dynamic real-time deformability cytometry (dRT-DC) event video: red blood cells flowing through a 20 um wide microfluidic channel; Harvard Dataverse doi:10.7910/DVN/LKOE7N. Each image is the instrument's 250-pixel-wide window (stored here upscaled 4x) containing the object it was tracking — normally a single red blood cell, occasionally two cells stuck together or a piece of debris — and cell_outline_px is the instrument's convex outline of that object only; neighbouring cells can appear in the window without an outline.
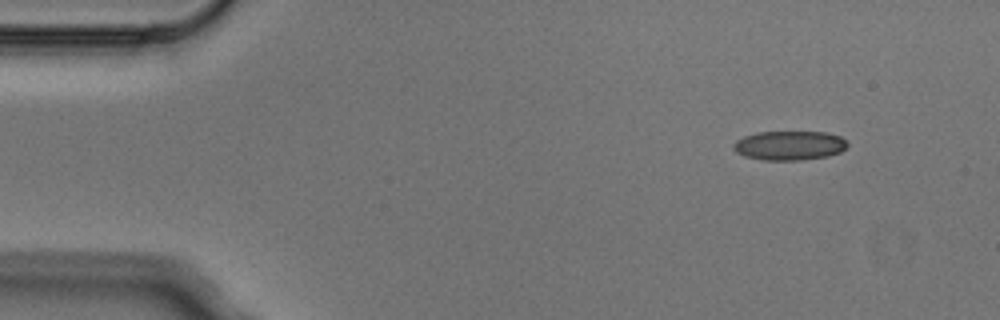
{"species": "Egyptian fruit bat (a non-hibernating species)", "species_latin": "Rousettus aegyptiacus", "temperature_condition": "cold", "stored_images_in_passage": 5, "camera_frame_rate_fps": 3000, "um_per_image_px": 0.085, "animal": {"sex": "male"}, "frame": {"image": 1, "passage_image": 1, "time_ms": 0.0, "image_size_px": [1000, 320], "cell_outline_px": [[848, 144], [840, 152], [828, 156], [800, 160], [764, 160], [744, 156], [736, 152], [732, 148], [732, 144], [736, 140], [744, 136], [756, 132], [828, 132], [840, 136]], "centroid_in_image_um": [67.06, 12.36], "position_along_channel_um": 17.9, "area_um2": 19.48}}
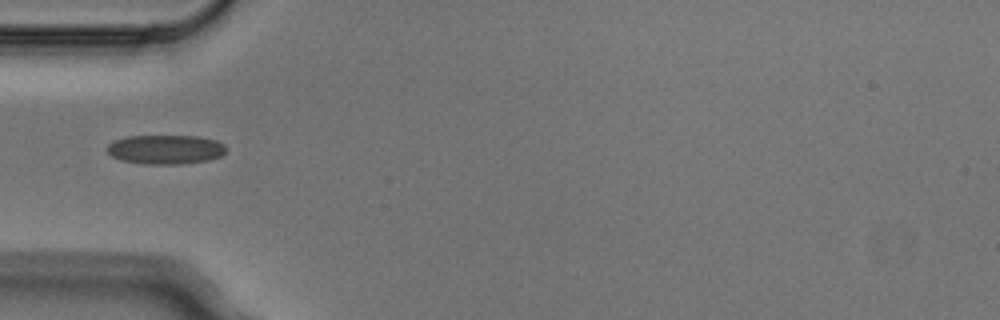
{"frame": {"image": 2, "passage_image": 4, "time_ms": 1.0, "image_size_px": [1000, 320], "cell_outline_px": [[228, 148], [220, 156], [208, 160], [180, 164], [144, 164], [120, 160], [112, 156], [108, 152], [108, 144], [116, 140], [128, 136], [200, 136], [216, 140], [224, 144]], "centroid_in_image_um": [14.1, 12.7], "position_along_channel_um": 70.9, "area_um2": 20.29}}
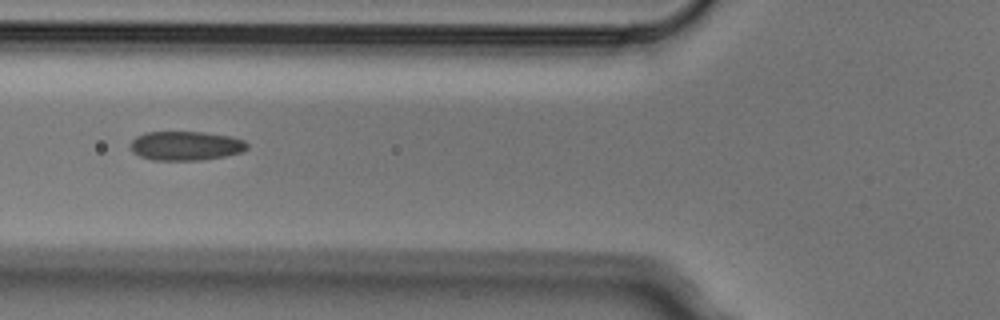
{"frame": {"image": 3, "passage_image": 5, "time_ms": 1.333, "image_size_px": [1000, 320], "cell_outline_px": [[248, 148], [244, 152], [224, 156], [200, 160], [152, 160], [140, 156], [132, 152], [132, 140], [136, 136], [148, 132], [204, 132], [228, 136], [244, 140], [248, 144]], "centroid_in_image_um": [15.81, 12.39], "position_along_channel_um": 110.0, "area_um2": 19.77}}